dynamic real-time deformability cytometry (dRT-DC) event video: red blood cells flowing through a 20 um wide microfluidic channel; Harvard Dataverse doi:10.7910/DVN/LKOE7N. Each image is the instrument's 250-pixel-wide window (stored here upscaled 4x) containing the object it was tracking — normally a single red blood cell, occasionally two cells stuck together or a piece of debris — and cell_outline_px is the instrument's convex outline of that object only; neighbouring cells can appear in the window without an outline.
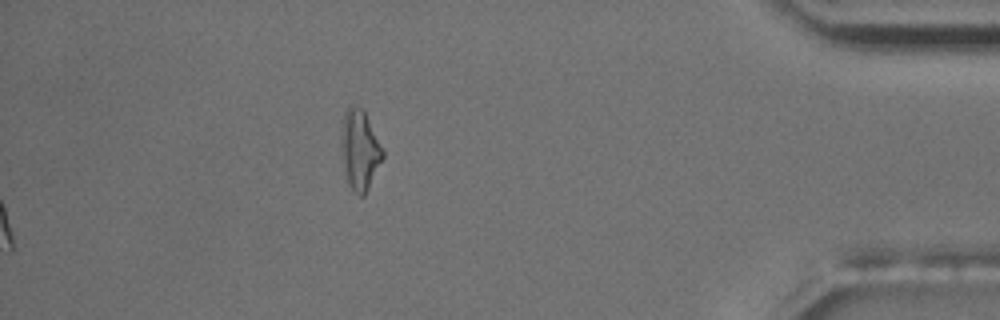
{"species": "common noctule bat (a hibernating species)", "species_latin": "Nyctalus noctula", "temperature_condition": "room temperature", "stored_images_in_passage": 13, "camera_frame_rate_fps": 3000, "um_per_image_px": 0.085, "animal": {"sex": "male", "body_mass_g": 17.5, "forearm_length_mm": 52.3}, "frame": {"image": 1, "passage_image": 11, "time_ms": 11.667, "image_size_px": [1000, 320], "cell_outline_px": [[384, 156], [364, 196], [360, 196], [352, 192], [348, 184], [344, 168], [340, 148], [340, 144], [344, 112], [352, 104], [364, 108], [384, 148]], "centroid_in_image_um": [30.59, 12.7], "position_along_channel_um": 404.6, "area_um2": 19.77}}